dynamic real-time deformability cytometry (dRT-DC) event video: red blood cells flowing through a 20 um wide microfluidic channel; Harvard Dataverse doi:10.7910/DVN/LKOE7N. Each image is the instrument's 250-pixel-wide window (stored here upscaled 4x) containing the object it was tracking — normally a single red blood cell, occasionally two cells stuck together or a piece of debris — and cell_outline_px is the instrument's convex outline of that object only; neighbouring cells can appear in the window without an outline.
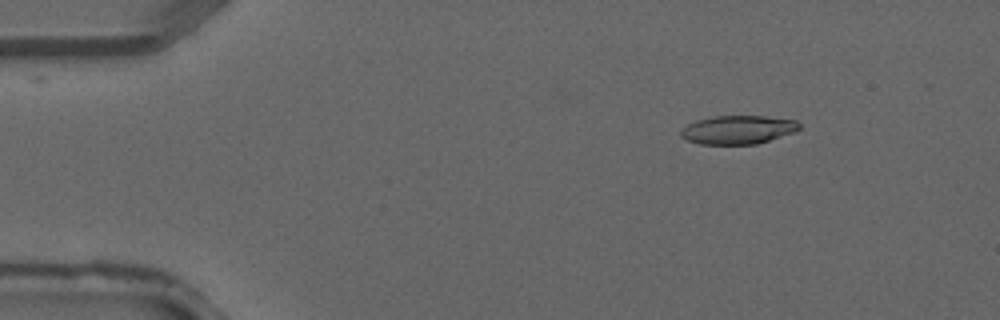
{"species": "common noctule bat (a hibernating species)", "species_latin": "Nyctalus noctula", "temperature_condition": "warm", "stored_images_in_passage": 5, "camera_frame_rate_fps": 3000, "um_per_image_px": 0.085, "animal": {"sex": "male", "forearm_length_mm": 52.5}, "frame": {"image": 1, "passage_image": 2, "time_ms": 0.333, "image_size_px": [1000, 320], "cell_outline_px": [[800, 128], [796, 132], [756, 144], [700, 144], [688, 140], [680, 136], [680, 132], [688, 124], [696, 120], [712, 116], [764, 116], [796, 120], [800, 124]], "centroid_in_image_um": [62.75, 11.02], "position_along_channel_um": 22.3, "area_um2": 19.71}}
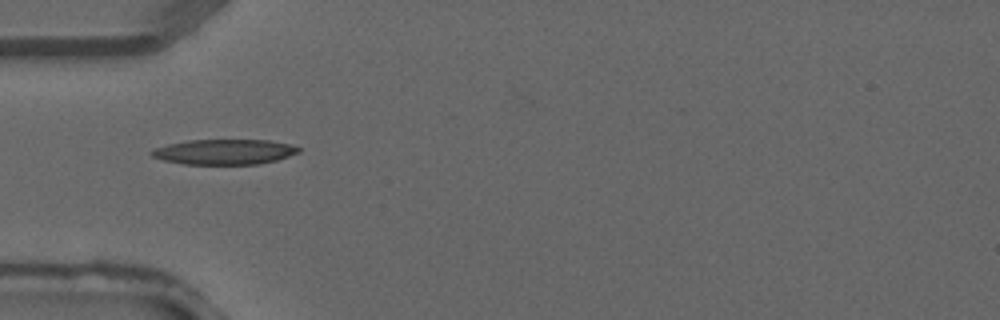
{"frame": {"image": 2, "passage_image": 4, "time_ms": 1.0, "image_size_px": [1000, 320], "cell_outline_px": [[300, 152], [276, 160], [260, 164], [184, 164], [164, 160], [152, 156], [148, 152], [156, 148], [168, 144], [188, 140], [268, 140], [292, 144], [300, 148]], "centroid_in_image_um": [19.09, 12.9], "position_along_channel_um": 65.9, "area_um2": 21.56}}
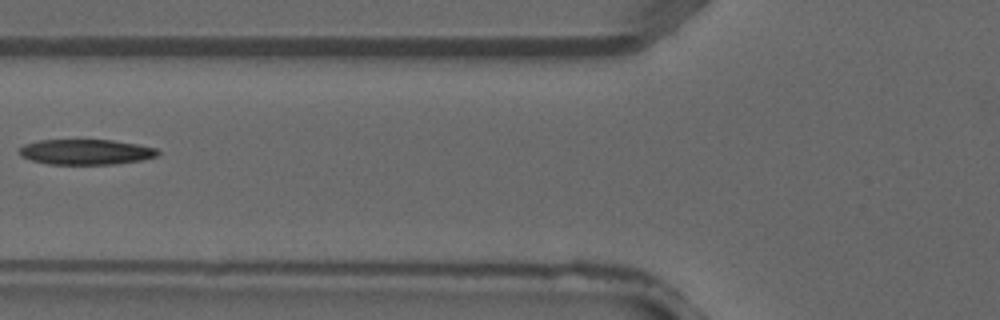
{"frame": {"image": 3, "passage_image": 5, "time_ms": 1.333, "image_size_px": [1000, 320], "cell_outline_px": [[160, 152], [156, 156], [140, 160], [116, 164], [48, 164], [32, 160], [20, 156], [20, 148], [24, 144], [40, 140], [112, 140], [136, 144], [156, 148]], "centroid_in_image_um": [7.29, 12.91], "position_along_channel_um": 118.5, "area_um2": 20.29}}